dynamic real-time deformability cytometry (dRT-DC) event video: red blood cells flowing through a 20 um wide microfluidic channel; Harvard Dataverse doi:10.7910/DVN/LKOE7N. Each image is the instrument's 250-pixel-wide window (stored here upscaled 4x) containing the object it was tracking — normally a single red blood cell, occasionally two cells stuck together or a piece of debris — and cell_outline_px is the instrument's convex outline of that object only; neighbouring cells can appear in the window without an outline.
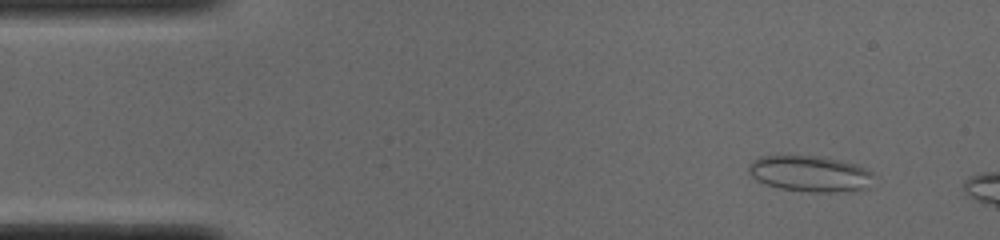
{"species": "common noctule bat (a hibernating species)", "species_latin": "Nyctalus noctula", "temperature_condition": "cold", "stored_images_in_passage": 48, "camera_frame_rate_fps": 3000, "um_per_image_px": 0.085, "animal": {"sex": "male", "body_mass_g": 19.0, "forearm_length_mm": 50.8}, "frame": {"image": 1, "passage_image": 5, "time_ms": 1.333, "image_size_px": [1000, 240], "cell_outline_px": [[860, 172], [852, 188], [788, 188], [772, 184], [764, 180], [752, 168], [760, 160], [820, 160], [852, 168]], "centroid_in_image_um": [68.54, 14.79], "position_along_channel_um": 16.5, "area_um2": 17.86}}
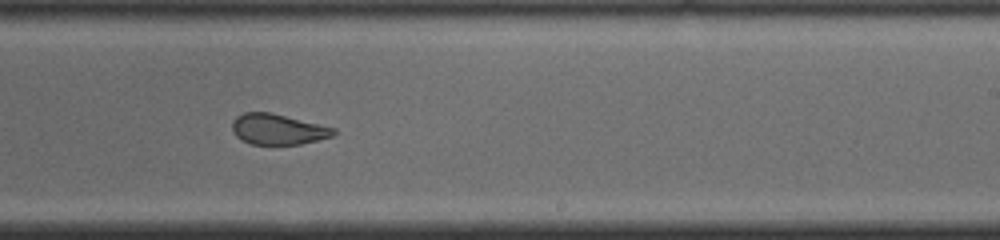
{"frame": {"image": 2, "passage_image": 31, "time_ms": 10.0, "image_size_px": [1000, 240], "cell_outline_px": [[336, 132], [328, 136], [296, 144], [252, 144], [244, 140], [232, 128], [232, 124], [240, 116], [248, 112], [268, 112], [332, 128]], "centroid_in_image_um": [23.58, 10.99], "position_along_channel_um": 265.4, "area_um2": 16.76}}
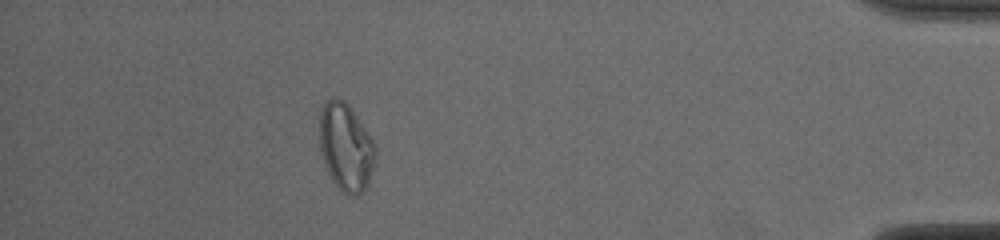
{"frame": {"image": 3, "passage_image": 46, "time_ms": 15.0, "image_size_px": [1000, 240], "cell_outline_px": [[368, 168], [364, 184], [360, 188], [340, 184], [332, 172], [324, 152], [324, 108], [328, 104], [344, 104], [368, 140]], "centroid_in_image_um": [29.34, 12.43], "position_along_channel_um": 405.9, "area_um2": 20.75}, "authors_computed_cell_mechanics": {"area_um2": 17.2533, "velocity_mm_per_s": 3.8785, "shape_relaxation_time_tau1_ms": null, "shape_relaxation_time_tau2_ms": 0.9292, "deformation_change_tau1": null, "deformation_change_tau2": 0.081}}